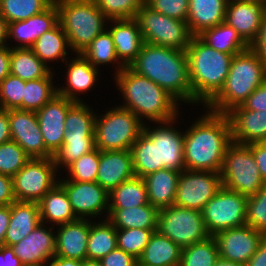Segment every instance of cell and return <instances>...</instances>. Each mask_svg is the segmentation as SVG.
<instances>
[{
    "label": "cell",
    "mask_w": 266,
    "mask_h": 266,
    "mask_svg": "<svg viewBox=\"0 0 266 266\" xmlns=\"http://www.w3.org/2000/svg\"><path fill=\"white\" fill-rule=\"evenodd\" d=\"M184 133L186 170L220 173L229 145L231 125L226 114L207 111Z\"/></svg>",
    "instance_id": "obj_1"
},
{
    "label": "cell",
    "mask_w": 266,
    "mask_h": 266,
    "mask_svg": "<svg viewBox=\"0 0 266 266\" xmlns=\"http://www.w3.org/2000/svg\"><path fill=\"white\" fill-rule=\"evenodd\" d=\"M165 89L178 102L192 103V86L185 51L144 43L129 66Z\"/></svg>",
    "instance_id": "obj_2"
},
{
    "label": "cell",
    "mask_w": 266,
    "mask_h": 266,
    "mask_svg": "<svg viewBox=\"0 0 266 266\" xmlns=\"http://www.w3.org/2000/svg\"><path fill=\"white\" fill-rule=\"evenodd\" d=\"M115 77L125 99V104L120 107L131 110L141 121L144 117L158 124L178 117V101L147 77L130 67H124Z\"/></svg>",
    "instance_id": "obj_3"
},
{
    "label": "cell",
    "mask_w": 266,
    "mask_h": 266,
    "mask_svg": "<svg viewBox=\"0 0 266 266\" xmlns=\"http://www.w3.org/2000/svg\"><path fill=\"white\" fill-rule=\"evenodd\" d=\"M192 104L207 106L222 90L233 55L217 51L193 36L186 49Z\"/></svg>",
    "instance_id": "obj_4"
},
{
    "label": "cell",
    "mask_w": 266,
    "mask_h": 266,
    "mask_svg": "<svg viewBox=\"0 0 266 266\" xmlns=\"http://www.w3.org/2000/svg\"><path fill=\"white\" fill-rule=\"evenodd\" d=\"M266 81V64L249 47L232 57L224 87L207 105L215 113L227 114L242 105Z\"/></svg>",
    "instance_id": "obj_5"
},
{
    "label": "cell",
    "mask_w": 266,
    "mask_h": 266,
    "mask_svg": "<svg viewBox=\"0 0 266 266\" xmlns=\"http://www.w3.org/2000/svg\"><path fill=\"white\" fill-rule=\"evenodd\" d=\"M59 11V23L68 37L71 50L81 53L99 34L106 20L94 0H54ZM105 22V23H104Z\"/></svg>",
    "instance_id": "obj_6"
},
{
    "label": "cell",
    "mask_w": 266,
    "mask_h": 266,
    "mask_svg": "<svg viewBox=\"0 0 266 266\" xmlns=\"http://www.w3.org/2000/svg\"><path fill=\"white\" fill-rule=\"evenodd\" d=\"M144 122L131 110L115 107L95 117V148L100 151L130 150L142 134Z\"/></svg>",
    "instance_id": "obj_7"
},
{
    "label": "cell",
    "mask_w": 266,
    "mask_h": 266,
    "mask_svg": "<svg viewBox=\"0 0 266 266\" xmlns=\"http://www.w3.org/2000/svg\"><path fill=\"white\" fill-rule=\"evenodd\" d=\"M222 186L241 195H255L266 183L262 179L251 148L232 142L220 171Z\"/></svg>",
    "instance_id": "obj_8"
},
{
    "label": "cell",
    "mask_w": 266,
    "mask_h": 266,
    "mask_svg": "<svg viewBox=\"0 0 266 266\" xmlns=\"http://www.w3.org/2000/svg\"><path fill=\"white\" fill-rule=\"evenodd\" d=\"M135 19L144 42L151 45L186 51L193 37L186 21L156 12L145 3L137 11Z\"/></svg>",
    "instance_id": "obj_9"
},
{
    "label": "cell",
    "mask_w": 266,
    "mask_h": 266,
    "mask_svg": "<svg viewBox=\"0 0 266 266\" xmlns=\"http://www.w3.org/2000/svg\"><path fill=\"white\" fill-rule=\"evenodd\" d=\"M157 231L181 249L211 236L206 229L202 211L176 205L159 210Z\"/></svg>",
    "instance_id": "obj_10"
},
{
    "label": "cell",
    "mask_w": 266,
    "mask_h": 266,
    "mask_svg": "<svg viewBox=\"0 0 266 266\" xmlns=\"http://www.w3.org/2000/svg\"><path fill=\"white\" fill-rule=\"evenodd\" d=\"M248 197L221 187L202 210L206 229L211 236L220 231L246 225Z\"/></svg>",
    "instance_id": "obj_11"
},
{
    "label": "cell",
    "mask_w": 266,
    "mask_h": 266,
    "mask_svg": "<svg viewBox=\"0 0 266 266\" xmlns=\"http://www.w3.org/2000/svg\"><path fill=\"white\" fill-rule=\"evenodd\" d=\"M55 172L53 158H31L12 177L16 201L39 202L59 183Z\"/></svg>",
    "instance_id": "obj_12"
},
{
    "label": "cell",
    "mask_w": 266,
    "mask_h": 266,
    "mask_svg": "<svg viewBox=\"0 0 266 266\" xmlns=\"http://www.w3.org/2000/svg\"><path fill=\"white\" fill-rule=\"evenodd\" d=\"M221 187L220 173L185 169L179 175L174 205L202 211Z\"/></svg>",
    "instance_id": "obj_13"
},
{
    "label": "cell",
    "mask_w": 266,
    "mask_h": 266,
    "mask_svg": "<svg viewBox=\"0 0 266 266\" xmlns=\"http://www.w3.org/2000/svg\"><path fill=\"white\" fill-rule=\"evenodd\" d=\"M174 120L176 119L160 122L162 126L153 128V130L146 124L143 127V132L155 144L158 170L167 168L181 172L186 169L183 150L184 133L172 128V124L175 123Z\"/></svg>",
    "instance_id": "obj_14"
},
{
    "label": "cell",
    "mask_w": 266,
    "mask_h": 266,
    "mask_svg": "<svg viewBox=\"0 0 266 266\" xmlns=\"http://www.w3.org/2000/svg\"><path fill=\"white\" fill-rule=\"evenodd\" d=\"M11 140L20 145L30 158H53L46 148L34 111L8 110Z\"/></svg>",
    "instance_id": "obj_15"
},
{
    "label": "cell",
    "mask_w": 266,
    "mask_h": 266,
    "mask_svg": "<svg viewBox=\"0 0 266 266\" xmlns=\"http://www.w3.org/2000/svg\"><path fill=\"white\" fill-rule=\"evenodd\" d=\"M65 191L75 216L86 219V216L96 217L104 210L109 212V193L97 182H79L59 180Z\"/></svg>",
    "instance_id": "obj_16"
},
{
    "label": "cell",
    "mask_w": 266,
    "mask_h": 266,
    "mask_svg": "<svg viewBox=\"0 0 266 266\" xmlns=\"http://www.w3.org/2000/svg\"><path fill=\"white\" fill-rule=\"evenodd\" d=\"M264 234L248 225L218 232L213 237L218 246L219 257L246 264L257 251Z\"/></svg>",
    "instance_id": "obj_17"
},
{
    "label": "cell",
    "mask_w": 266,
    "mask_h": 266,
    "mask_svg": "<svg viewBox=\"0 0 266 266\" xmlns=\"http://www.w3.org/2000/svg\"><path fill=\"white\" fill-rule=\"evenodd\" d=\"M75 102L56 94L49 102L36 111L43 141L46 148L54 155L63 145L66 132L65 120L68 109Z\"/></svg>",
    "instance_id": "obj_18"
},
{
    "label": "cell",
    "mask_w": 266,
    "mask_h": 266,
    "mask_svg": "<svg viewBox=\"0 0 266 266\" xmlns=\"http://www.w3.org/2000/svg\"><path fill=\"white\" fill-rule=\"evenodd\" d=\"M265 12V1L229 0L225 22L235 28L241 38L250 46L258 36Z\"/></svg>",
    "instance_id": "obj_19"
},
{
    "label": "cell",
    "mask_w": 266,
    "mask_h": 266,
    "mask_svg": "<svg viewBox=\"0 0 266 266\" xmlns=\"http://www.w3.org/2000/svg\"><path fill=\"white\" fill-rule=\"evenodd\" d=\"M52 229L54 227L47 229L41 222L23 240L12 246L23 266H47V262L53 259L56 235Z\"/></svg>",
    "instance_id": "obj_20"
},
{
    "label": "cell",
    "mask_w": 266,
    "mask_h": 266,
    "mask_svg": "<svg viewBox=\"0 0 266 266\" xmlns=\"http://www.w3.org/2000/svg\"><path fill=\"white\" fill-rule=\"evenodd\" d=\"M226 115L231 125L232 142L244 145L266 142V111L249 110L240 105Z\"/></svg>",
    "instance_id": "obj_21"
},
{
    "label": "cell",
    "mask_w": 266,
    "mask_h": 266,
    "mask_svg": "<svg viewBox=\"0 0 266 266\" xmlns=\"http://www.w3.org/2000/svg\"><path fill=\"white\" fill-rule=\"evenodd\" d=\"M55 243V256L79 261L87 259L90 220L78 219L58 225Z\"/></svg>",
    "instance_id": "obj_22"
},
{
    "label": "cell",
    "mask_w": 266,
    "mask_h": 266,
    "mask_svg": "<svg viewBox=\"0 0 266 266\" xmlns=\"http://www.w3.org/2000/svg\"><path fill=\"white\" fill-rule=\"evenodd\" d=\"M134 176L130 150L100 151L96 182L108 193Z\"/></svg>",
    "instance_id": "obj_23"
},
{
    "label": "cell",
    "mask_w": 266,
    "mask_h": 266,
    "mask_svg": "<svg viewBox=\"0 0 266 266\" xmlns=\"http://www.w3.org/2000/svg\"><path fill=\"white\" fill-rule=\"evenodd\" d=\"M59 23V11L53 2L46 10L24 21L9 23L8 38L17 42L15 48H31L34 42L45 32L53 29Z\"/></svg>",
    "instance_id": "obj_24"
},
{
    "label": "cell",
    "mask_w": 266,
    "mask_h": 266,
    "mask_svg": "<svg viewBox=\"0 0 266 266\" xmlns=\"http://www.w3.org/2000/svg\"><path fill=\"white\" fill-rule=\"evenodd\" d=\"M114 23L107 29L112 35L119 61L129 67L137 58L143 44V36L135 18L108 20Z\"/></svg>",
    "instance_id": "obj_25"
},
{
    "label": "cell",
    "mask_w": 266,
    "mask_h": 266,
    "mask_svg": "<svg viewBox=\"0 0 266 266\" xmlns=\"http://www.w3.org/2000/svg\"><path fill=\"white\" fill-rule=\"evenodd\" d=\"M40 223L38 202L15 201L10 205V222L5 235V246L12 247L19 243Z\"/></svg>",
    "instance_id": "obj_26"
},
{
    "label": "cell",
    "mask_w": 266,
    "mask_h": 266,
    "mask_svg": "<svg viewBox=\"0 0 266 266\" xmlns=\"http://www.w3.org/2000/svg\"><path fill=\"white\" fill-rule=\"evenodd\" d=\"M72 61H66L67 86L57 88V94L70 99L73 102H83L77 92H85L94 86L98 76V68H95L81 53Z\"/></svg>",
    "instance_id": "obj_27"
},
{
    "label": "cell",
    "mask_w": 266,
    "mask_h": 266,
    "mask_svg": "<svg viewBox=\"0 0 266 266\" xmlns=\"http://www.w3.org/2000/svg\"><path fill=\"white\" fill-rule=\"evenodd\" d=\"M229 0H189L187 25L193 36L225 22Z\"/></svg>",
    "instance_id": "obj_28"
},
{
    "label": "cell",
    "mask_w": 266,
    "mask_h": 266,
    "mask_svg": "<svg viewBox=\"0 0 266 266\" xmlns=\"http://www.w3.org/2000/svg\"><path fill=\"white\" fill-rule=\"evenodd\" d=\"M180 171L160 169L143 178L149 203L157 209L174 205Z\"/></svg>",
    "instance_id": "obj_29"
},
{
    "label": "cell",
    "mask_w": 266,
    "mask_h": 266,
    "mask_svg": "<svg viewBox=\"0 0 266 266\" xmlns=\"http://www.w3.org/2000/svg\"><path fill=\"white\" fill-rule=\"evenodd\" d=\"M106 217L116 228L157 230L159 209L150 203L131 208H109Z\"/></svg>",
    "instance_id": "obj_30"
},
{
    "label": "cell",
    "mask_w": 266,
    "mask_h": 266,
    "mask_svg": "<svg viewBox=\"0 0 266 266\" xmlns=\"http://www.w3.org/2000/svg\"><path fill=\"white\" fill-rule=\"evenodd\" d=\"M181 251L176 243L156 230L138 258V266H179Z\"/></svg>",
    "instance_id": "obj_31"
},
{
    "label": "cell",
    "mask_w": 266,
    "mask_h": 266,
    "mask_svg": "<svg viewBox=\"0 0 266 266\" xmlns=\"http://www.w3.org/2000/svg\"><path fill=\"white\" fill-rule=\"evenodd\" d=\"M38 203L42 223L47 224L49 221L56 225H61L78 220L73 212L66 191L59 184L48 191Z\"/></svg>",
    "instance_id": "obj_32"
},
{
    "label": "cell",
    "mask_w": 266,
    "mask_h": 266,
    "mask_svg": "<svg viewBox=\"0 0 266 266\" xmlns=\"http://www.w3.org/2000/svg\"><path fill=\"white\" fill-rule=\"evenodd\" d=\"M197 36L213 49L233 56L250 47L226 22L205 29Z\"/></svg>",
    "instance_id": "obj_33"
},
{
    "label": "cell",
    "mask_w": 266,
    "mask_h": 266,
    "mask_svg": "<svg viewBox=\"0 0 266 266\" xmlns=\"http://www.w3.org/2000/svg\"><path fill=\"white\" fill-rule=\"evenodd\" d=\"M30 48L11 47L10 74L23 81L47 77L52 71Z\"/></svg>",
    "instance_id": "obj_34"
},
{
    "label": "cell",
    "mask_w": 266,
    "mask_h": 266,
    "mask_svg": "<svg viewBox=\"0 0 266 266\" xmlns=\"http://www.w3.org/2000/svg\"><path fill=\"white\" fill-rule=\"evenodd\" d=\"M68 47L70 48L68 37L58 23L53 29L41 35L30 49L47 66L48 61L60 57L61 61H66Z\"/></svg>",
    "instance_id": "obj_35"
},
{
    "label": "cell",
    "mask_w": 266,
    "mask_h": 266,
    "mask_svg": "<svg viewBox=\"0 0 266 266\" xmlns=\"http://www.w3.org/2000/svg\"><path fill=\"white\" fill-rule=\"evenodd\" d=\"M94 149V133H70V131H66L63 145L53 155L56 168H61L62 165L66 168L73 161Z\"/></svg>",
    "instance_id": "obj_36"
},
{
    "label": "cell",
    "mask_w": 266,
    "mask_h": 266,
    "mask_svg": "<svg viewBox=\"0 0 266 266\" xmlns=\"http://www.w3.org/2000/svg\"><path fill=\"white\" fill-rule=\"evenodd\" d=\"M112 200V201H111ZM149 204L143 178L134 176L109 192V208H131Z\"/></svg>",
    "instance_id": "obj_37"
},
{
    "label": "cell",
    "mask_w": 266,
    "mask_h": 266,
    "mask_svg": "<svg viewBox=\"0 0 266 266\" xmlns=\"http://www.w3.org/2000/svg\"><path fill=\"white\" fill-rule=\"evenodd\" d=\"M117 247L116 228L108 219L98 224L90 221L87 259L101 260Z\"/></svg>",
    "instance_id": "obj_38"
},
{
    "label": "cell",
    "mask_w": 266,
    "mask_h": 266,
    "mask_svg": "<svg viewBox=\"0 0 266 266\" xmlns=\"http://www.w3.org/2000/svg\"><path fill=\"white\" fill-rule=\"evenodd\" d=\"M52 74L51 72L47 77L25 81L22 110L36 112L57 94Z\"/></svg>",
    "instance_id": "obj_39"
},
{
    "label": "cell",
    "mask_w": 266,
    "mask_h": 266,
    "mask_svg": "<svg viewBox=\"0 0 266 266\" xmlns=\"http://www.w3.org/2000/svg\"><path fill=\"white\" fill-rule=\"evenodd\" d=\"M81 54L95 67L101 64L117 62V71L119 73L125 66L119 61L113 38L110 32L106 29L99 34L82 52Z\"/></svg>",
    "instance_id": "obj_40"
},
{
    "label": "cell",
    "mask_w": 266,
    "mask_h": 266,
    "mask_svg": "<svg viewBox=\"0 0 266 266\" xmlns=\"http://www.w3.org/2000/svg\"><path fill=\"white\" fill-rule=\"evenodd\" d=\"M130 151L135 176L144 178L158 170V166H156L155 144L144 132L134 142Z\"/></svg>",
    "instance_id": "obj_41"
},
{
    "label": "cell",
    "mask_w": 266,
    "mask_h": 266,
    "mask_svg": "<svg viewBox=\"0 0 266 266\" xmlns=\"http://www.w3.org/2000/svg\"><path fill=\"white\" fill-rule=\"evenodd\" d=\"M54 0H1L0 15L8 23L24 21L42 13Z\"/></svg>",
    "instance_id": "obj_42"
},
{
    "label": "cell",
    "mask_w": 266,
    "mask_h": 266,
    "mask_svg": "<svg viewBox=\"0 0 266 266\" xmlns=\"http://www.w3.org/2000/svg\"><path fill=\"white\" fill-rule=\"evenodd\" d=\"M218 258L217 242L210 236L205 241L183 248L179 266H213Z\"/></svg>",
    "instance_id": "obj_43"
},
{
    "label": "cell",
    "mask_w": 266,
    "mask_h": 266,
    "mask_svg": "<svg viewBox=\"0 0 266 266\" xmlns=\"http://www.w3.org/2000/svg\"><path fill=\"white\" fill-rule=\"evenodd\" d=\"M100 161V150L95 148L91 152L82 155L66 168L69 171L70 181L96 182Z\"/></svg>",
    "instance_id": "obj_44"
},
{
    "label": "cell",
    "mask_w": 266,
    "mask_h": 266,
    "mask_svg": "<svg viewBox=\"0 0 266 266\" xmlns=\"http://www.w3.org/2000/svg\"><path fill=\"white\" fill-rule=\"evenodd\" d=\"M30 159L15 141L0 144V174L13 177Z\"/></svg>",
    "instance_id": "obj_45"
},
{
    "label": "cell",
    "mask_w": 266,
    "mask_h": 266,
    "mask_svg": "<svg viewBox=\"0 0 266 266\" xmlns=\"http://www.w3.org/2000/svg\"><path fill=\"white\" fill-rule=\"evenodd\" d=\"M86 103L75 102L69 109L65 120L66 131L70 133H94L95 113Z\"/></svg>",
    "instance_id": "obj_46"
},
{
    "label": "cell",
    "mask_w": 266,
    "mask_h": 266,
    "mask_svg": "<svg viewBox=\"0 0 266 266\" xmlns=\"http://www.w3.org/2000/svg\"><path fill=\"white\" fill-rule=\"evenodd\" d=\"M156 230L121 229L116 230L117 246L133 255L137 260L142 255L152 233Z\"/></svg>",
    "instance_id": "obj_47"
},
{
    "label": "cell",
    "mask_w": 266,
    "mask_h": 266,
    "mask_svg": "<svg viewBox=\"0 0 266 266\" xmlns=\"http://www.w3.org/2000/svg\"><path fill=\"white\" fill-rule=\"evenodd\" d=\"M246 225L266 235V185L255 195L248 197Z\"/></svg>",
    "instance_id": "obj_48"
},
{
    "label": "cell",
    "mask_w": 266,
    "mask_h": 266,
    "mask_svg": "<svg viewBox=\"0 0 266 266\" xmlns=\"http://www.w3.org/2000/svg\"><path fill=\"white\" fill-rule=\"evenodd\" d=\"M108 20L135 18L144 0H94Z\"/></svg>",
    "instance_id": "obj_49"
},
{
    "label": "cell",
    "mask_w": 266,
    "mask_h": 266,
    "mask_svg": "<svg viewBox=\"0 0 266 266\" xmlns=\"http://www.w3.org/2000/svg\"><path fill=\"white\" fill-rule=\"evenodd\" d=\"M25 81L9 74L0 82V108L22 110Z\"/></svg>",
    "instance_id": "obj_50"
},
{
    "label": "cell",
    "mask_w": 266,
    "mask_h": 266,
    "mask_svg": "<svg viewBox=\"0 0 266 266\" xmlns=\"http://www.w3.org/2000/svg\"><path fill=\"white\" fill-rule=\"evenodd\" d=\"M144 3L163 15L187 21L189 0H144Z\"/></svg>",
    "instance_id": "obj_51"
},
{
    "label": "cell",
    "mask_w": 266,
    "mask_h": 266,
    "mask_svg": "<svg viewBox=\"0 0 266 266\" xmlns=\"http://www.w3.org/2000/svg\"><path fill=\"white\" fill-rule=\"evenodd\" d=\"M100 261L103 266H138V260L133 255L118 247Z\"/></svg>",
    "instance_id": "obj_52"
},
{
    "label": "cell",
    "mask_w": 266,
    "mask_h": 266,
    "mask_svg": "<svg viewBox=\"0 0 266 266\" xmlns=\"http://www.w3.org/2000/svg\"><path fill=\"white\" fill-rule=\"evenodd\" d=\"M242 106L249 110L266 111V81L248 96Z\"/></svg>",
    "instance_id": "obj_53"
},
{
    "label": "cell",
    "mask_w": 266,
    "mask_h": 266,
    "mask_svg": "<svg viewBox=\"0 0 266 266\" xmlns=\"http://www.w3.org/2000/svg\"><path fill=\"white\" fill-rule=\"evenodd\" d=\"M251 148L260 175L266 183V142H256L248 145Z\"/></svg>",
    "instance_id": "obj_54"
},
{
    "label": "cell",
    "mask_w": 266,
    "mask_h": 266,
    "mask_svg": "<svg viewBox=\"0 0 266 266\" xmlns=\"http://www.w3.org/2000/svg\"><path fill=\"white\" fill-rule=\"evenodd\" d=\"M15 201L12 177L0 174V206L11 205Z\"/></svg>",
    "instance_id": "obj_55"
},
{
    "label": "cell",
    "mask_w": 266,
    "mask_h": 266,
    "mask_svg": "<svg viewBox=\"0 0 266 266\" xmlns=\"http://www.w3.org/2000/svg\"><path fill=\"white\" fill-rule=\"evenodd\" d=\"M250 48L266 64V12L264 13L258 36L250 45Z\"/></svg>",
    "instance_id": "obj_56"
},
{
    "label": "cell",
    "mask_w": 266,
    "mask_h": 266,
    "mask_svg": "<svg viewBox=\"0 0 266 266\" xmlns=\"http://www.w3.org/2000/svg\"><path fill=\"white\" fill-rule=\"evenodd\" d=\"M0 266H23V264L15 255L12 247L2 246L0 248Z\"/></svg>",
    "instance_id": "obj_57"
},
{
    "label": "cell",
    "mask_w": 266,
    "mask_h": 266,
    "mask_svg": "<svg viewBox=\"0 0 266 266\" xmlns=\"http://www.w3.org/2000/svg\"><path fill=\"white\" fill-rule=\"evenodd\" d=\"M245 266H266V235L261 239L257 251Z\"/></svg>",
    "instance_id": "obj_58"
},
{
    "label": "cell",
    "mask_w": 266,
    "mask_h": 266,
    "mask_svg": "<svg viewBox=\"0 0 266 266\" xmlns=\"http://www.w3.org/2000/svg\"><path fill=\"white\" fill-rule=\"evenodd\" d=\"M11 47H0V82L10 74Z\"/></svg>",
    "instance_id": "obj_59"
},
{
    "label": "cell",
    "mask_w": 266,
    "mask_h": 266,
    "mask_svg": "<svg viewBox=\"0 0 266 266\" xmlns=\"http://www.w3.org/2000/svg\"><path fill=\"white\" fill-rule=\"evenodd\" d=\"M10 222V205L0 206V248L5 246V235Z\"/></svg>",
    "instance_id": "obj_60"
},
{
    "label": "cell",
    "mask_w": 266,
    "mask_h": 266,
    "mask_svg": "<svg viewBox=\"0 0 266 266\" xmlns=\"http://www.w3.org/2000/svg\"><path fill=\"white\" fill-rule=\"evenodd\" d=\"M11 140L8 110L0 108V144Z\"/></svg>",
    "instance_id": "obj_61"
},
{
    "label": "cell",
    "mask_w": 266,
    "mask_h": 266,
    "mask_svg": "<svg viewBox=\"0 0 266 266\" xmlns=\"http://www.w3.org/2000/svg\"><path fill=\"white\" fill-rule=\"evenodd\" d=\"M48 266H83V261L54 256Z\"/></svg>",
    "instance_id": "obj_62"
},
{
    "label": "cell",
    "mask_w": 266,
    "mask_h": 266,
    "mask_svg": "<svg viewBox=\"0 0 266 266\" xmlns=\"http://www.w3.org/2000/svg\"><path fill=\"white\" fill-rule=\"evenodd\" d=\"M9 23L0 15V47L6 46V40L8 39Z\"/></svg>",
    "instance_id": "obj_63"
},
{
    "label": "cell",
    "mask_w": 266,
    "mask_h": 266,
    "mask_svg": "<svg viewBox=\"0 0 266 266\" xmlns=\"http://www.w3.org/2000/svg\"><path fill=\"white\" fill-rule=\"evenodd\" d=\"M213 266H245V265L219 257Z\"/></svg>",
    "instance_id": "obj_64"
},
{
    "label": "cell",
    "mask_w": 266,
    "mask_h": 266,
    "mask_svg": "<svg viewBox=\"0 0 266 266\" xmlns=\"http://www.w3.org/2000/svg\"><path fill=\"white\" fill-rule=\"evenodd\" d=\"M83 266H103L100 260L86 259L83 261Z\"/></svg>",
    "instance_id": "obj_65"
}]
</instances>
